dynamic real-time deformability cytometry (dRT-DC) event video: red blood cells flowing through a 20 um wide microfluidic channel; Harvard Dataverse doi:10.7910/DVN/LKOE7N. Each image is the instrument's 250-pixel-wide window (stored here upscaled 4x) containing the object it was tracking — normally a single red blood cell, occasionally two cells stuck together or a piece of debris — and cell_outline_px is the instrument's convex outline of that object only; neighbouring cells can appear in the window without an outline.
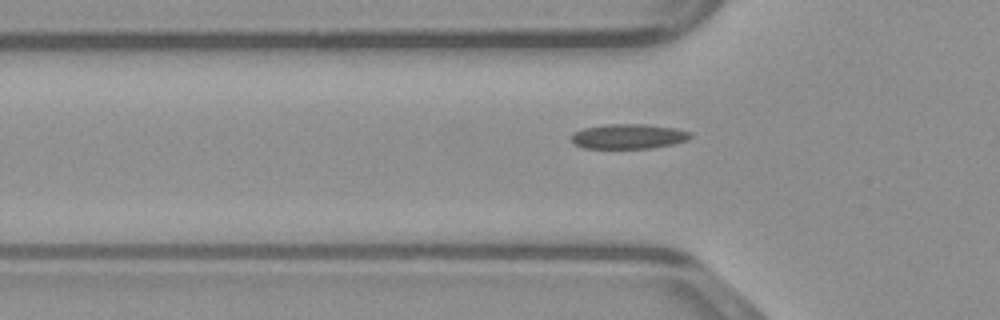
{"species": "common noctule bat (a hibernating species)", "species_latin": "Nyctalus noctula", "temperature_condition": "warm", "stored_images_in_passage": 29, "camera_frame_rate_fps": 3000, "um_per_image_px": 0.085, "animal": {"sex": "male", "body_mass_g": 23.1, "forearm_length_mm": 52.7}, "frame": {"image": 1, "passage_image": 5, "time_ms": 1.333, "image_size_px": [1000, 320], "cell_outline_px": [[692, 136], [688, 140], [672, 144], [652, 148], [584, 148], [572, 144], [568, 136], [572, 132], [584, 128], [604, 124], [644, 124], [676, 128], [692, 132]], "centroid_in_image_um": [53.37, 11.59], "position_along_channel_um": 72.4, "area_um2": 17.57}}
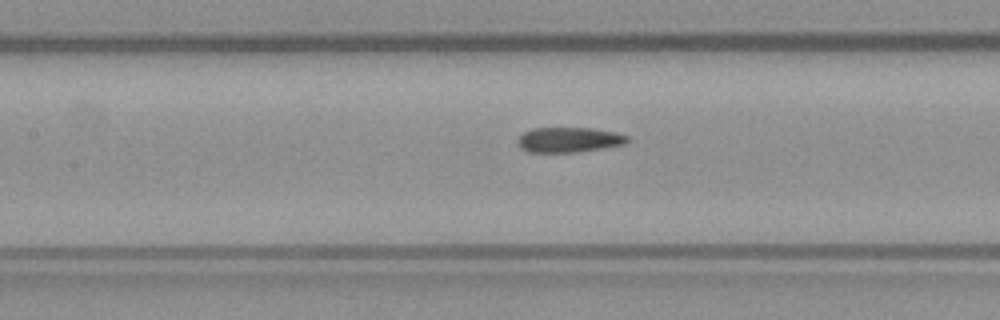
{"frame": {"image": 2, "passage_image": 11, "time_ms": 3.333, "image_size_px": [1000, 320], "cell_outline_px": [[632, 140], [624, 144], [604, 148], [576, 152], [528, 152], [520, 148], [516, 144], [516, 140], [524, 132], [532, 128], [592, 128], [616, 132], [628, 136]], "centroid_in_image_um": [48.36, 11.88], "position_along_channel_um": 159.0, "area_um2": 16.24}}
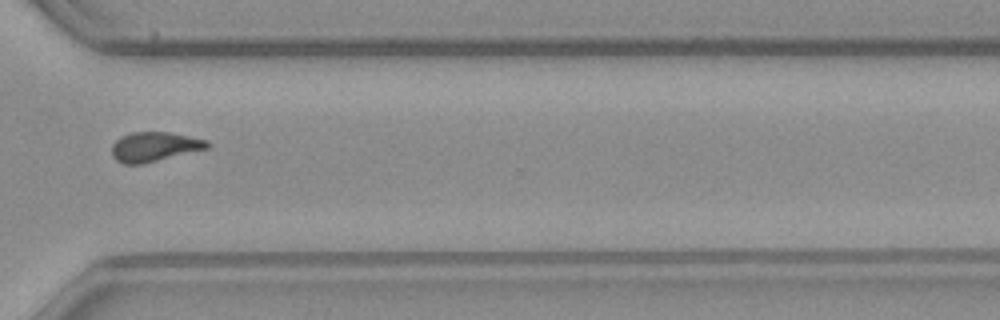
{"frame": {"image": 3, "passage_image": 25, "time_ms": 8.0, "image_size_px": [1000, 320], "cell_outline_px": [[212, 144], [208, 148], [144, 164], [124, 164], [116, 160], [112, 156], [112, 144], [120, 136], [132, 132], [168, 132], [208, 140]], "centroid_in_image_um": [13.12, 12.47], "position_along_channel_um": 357.5, "area_um2": 16.53}}